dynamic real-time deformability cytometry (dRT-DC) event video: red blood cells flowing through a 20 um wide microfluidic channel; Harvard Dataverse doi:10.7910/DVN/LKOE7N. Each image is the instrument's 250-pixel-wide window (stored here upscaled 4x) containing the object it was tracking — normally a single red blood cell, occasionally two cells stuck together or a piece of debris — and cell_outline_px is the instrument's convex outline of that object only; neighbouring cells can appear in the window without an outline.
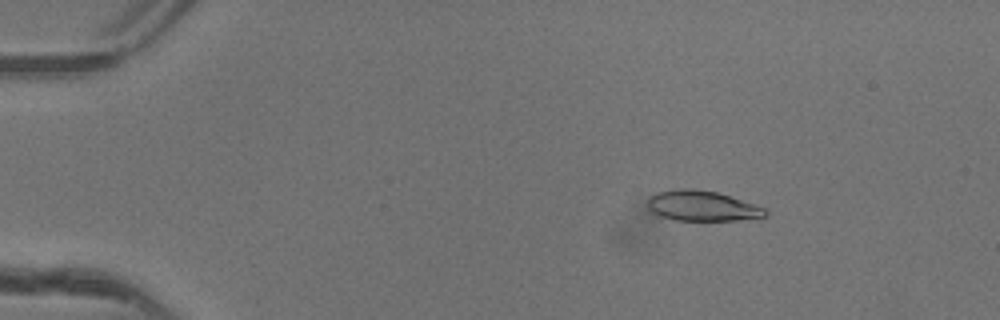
{"species": "common noctule bat (a hibernating species)", "species_latin": "Nyctalus noctula", "temperature_condition": "warm", "stored_images_in_passage": 51, "camera_frame_rate_fps": 3000, "um_per_image_px": 0.085, "animal": {"sex": "female"}, "frame": {"image": 1, "passage_image": 9, "time_ms": 2.667, "image_size_px": [1000, 320], "cell_outline_px": [[768, 216], [736, 220], [676, 220], [660, 216], [652, 212], [648, 208], [648, 200], [652, 196], [660, 192], [676, 188], [692, 188], [716, 192], [764, 208], [768, 212]], "centroid_in_image_um": [59.66, 17.5], "position_along_channel_um": 25.3, "area_um2": 20.4}}
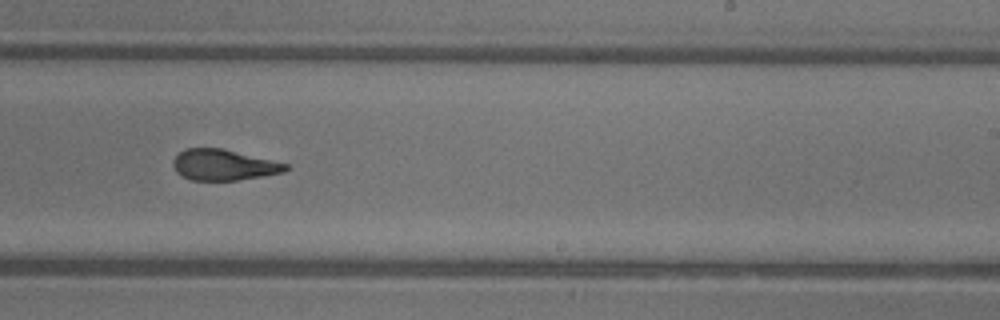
{"frame": {"image": 2, "passage_image": 33, "time_ms": 10.667, "image_size_px": [1000, 320], "cell_outline_px": [[288, 168], [284, 172], [264, 176], [236, 180], [192, 180], [176, 172], [172, 164], [172, 160], [184, 148], [220, 148], [288, 164]], "centroid_in_image_um": [18.98, 14.02], "position_along_channel_um": 270.0, "area_um2": 20.0}}
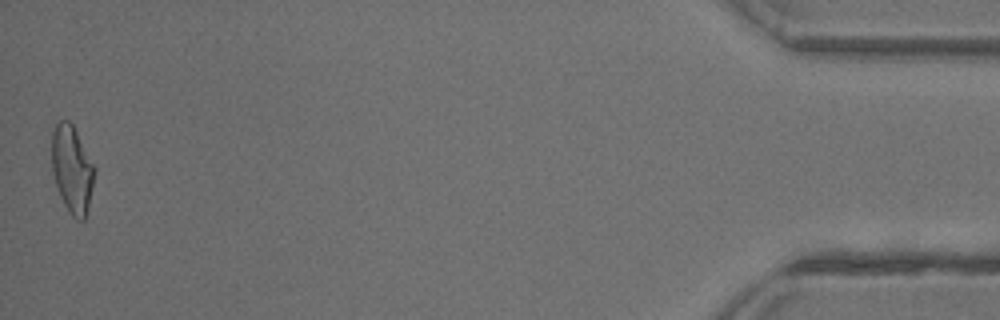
{"frame": {"image": 3, "passage_image": 51, "time_ms": 16.667, "image_size_px": [1000, 320], "cell_outline_px": [[96, 172], [84, 220], [76, 220], [68, 212], [60, 196], [52, 172], [52, 132], [56, 124], [60, 120], [68, 120], [72, 124], [96, 168]], "centroid_in_image_um": [6.12, 14.39], "position_along_channel_um": 429.1, "area_um2": 21.62}, "authors_computed_cell_mechanics": {"area_um2": 21.386, "velocity_mm_per_s": 4.1662, "shape_relaxation_time_tau1_ms": null, "shape_relaxation_time_tau2_ms": 1.7895, "deformation_change_tau1": null, "deformation_change_tau2": 0.0907}}